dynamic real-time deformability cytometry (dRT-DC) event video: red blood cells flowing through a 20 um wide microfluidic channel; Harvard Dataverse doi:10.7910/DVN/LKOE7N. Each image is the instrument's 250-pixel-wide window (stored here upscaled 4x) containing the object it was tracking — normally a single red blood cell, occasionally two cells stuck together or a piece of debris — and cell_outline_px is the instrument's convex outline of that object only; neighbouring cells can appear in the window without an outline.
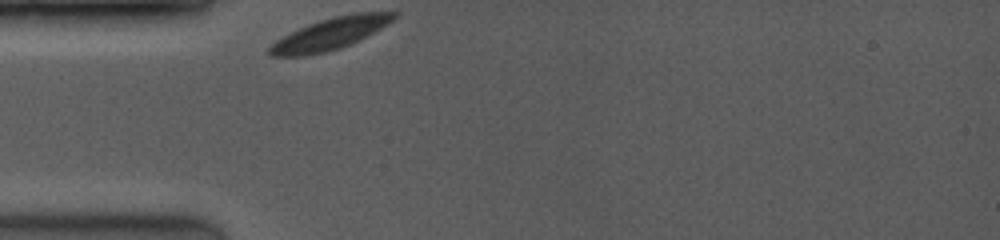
{"species": "common noctule bat (a hibernating species)", "species_latin": "Nyctalus noctula", "temperature_condition": "room temperature", "stored_images_in_passage": 9, "camera_frame_rate_fps": 3500, "um_per_image_px": 0.085, "animal": {"sex": "female", "body_mass_g": 19.0, "forearm_length_mm": 53.3}, "frame": {"image": 1, "passage_image": 1, "time_ms": 0.0, "image_size_px": [1000, 240], "cell_outline_px": [[396, 16], [388, 24], [368, 36], [340, 48], [328, 52], [304, 56], [268, 56], [268, 48], [276, 40], [308, 24], [320, 20], [336, 16], [356, 12], [396, 12]], "centroid_in_image_um": [28.06, 2.88], "position_along_channel_um": 56.9, "area_um2": 22.83}}
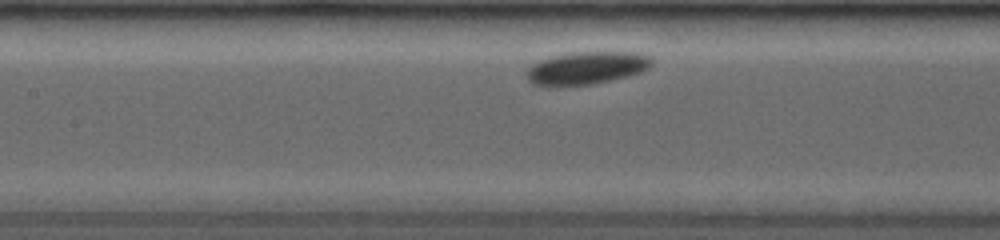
{"frame": {"image": 2, "passage_image": 8, "time_ms": 2.857, "image_size_px": [1000, 240], "cell_outline_px": [[652, 64], [648, 68], [640, 72], [628, 76], [592, 84], [532, 84], [528, 80], [528, 68], [532, 64], [540, 60], [572, 52], [636, 52], [652, 56]], "centroid_in_image_um": [49.94, 5.75], "position_along_channel_um": 157.5, "area_um2": 23.24}}